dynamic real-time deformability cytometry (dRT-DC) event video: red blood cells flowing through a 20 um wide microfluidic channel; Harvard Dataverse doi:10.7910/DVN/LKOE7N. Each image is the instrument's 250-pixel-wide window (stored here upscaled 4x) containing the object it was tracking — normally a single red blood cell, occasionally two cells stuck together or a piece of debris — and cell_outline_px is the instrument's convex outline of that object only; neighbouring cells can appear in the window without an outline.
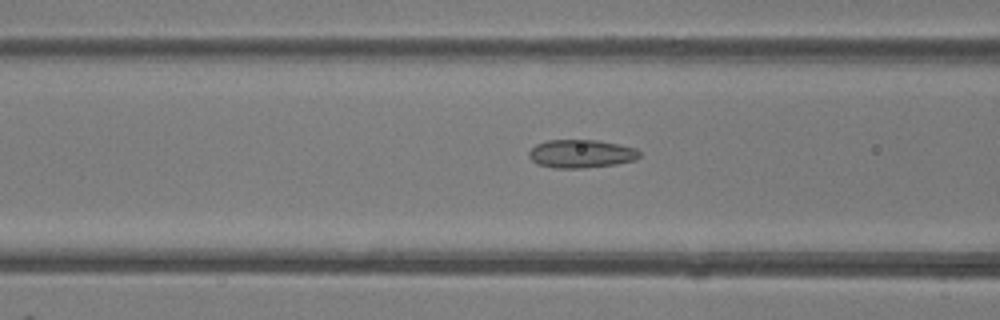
{"species": "common noctule bat (a hibernating species)", "species_latin": "Nyctalus noctula", "temperature_condition": "room temperature", "stored_images_in_passage": 48, "camera_frame_rate_fps": 3000, "um_per_image_px": 0.085, "animal": {"sex": "female"}, "frame": {"image": 1, "passage_image": 19, "time_ms": 6.0, "image_size_px": [1000, 320], "cell_outline_px": [[640, 156], [636, 160], [616, 164], [584, 168], [552, 168], [536, 164], [528, 156], [528, 152], [536, 144], [548, 140], [600, 140], [636, 148], [640, 152]], "centroid_in_image_um": [49.39, 13.07], "position_along_channel_um": 117.2, "area_um2": 18.38}}
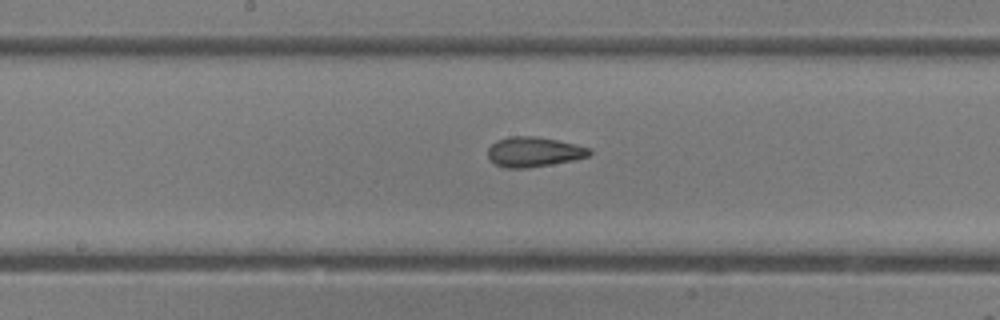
{"frame": {"image": 2, "passage_image": 25, "time_ms": 8.0, "image_size_px": [1000, 320], "cell_outline_px": [[592, 152], [588, 156], [572, 160], [552, 164], [524, 168], [504, 168], [488, 160], [488, 148], [496, 140], [508, 136], [536, 136], [576, 144], [592, 148]], "centroid_in_image_um": [45.35, 12.9], "position_along_channel_um": 202.8, "area_um2": 17.8}}
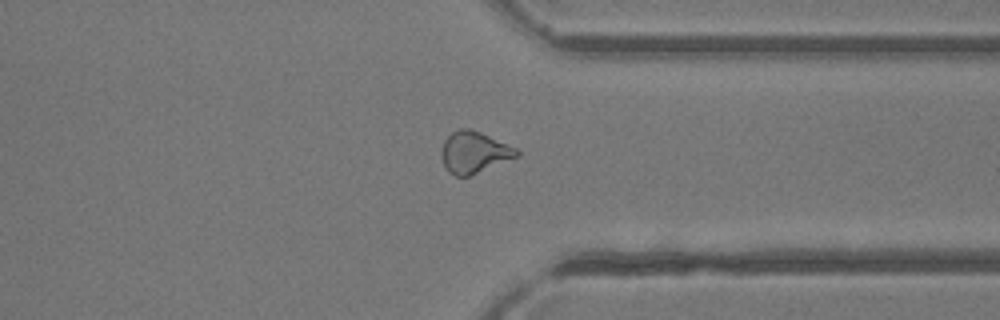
{"frame": {"image": 3, "passage_image": 37, "time_ms": 12.0, "image_size_px": [1000, 320], "cell_outline_px": [[520, 156], [468, 176], [456, 176], [448, 172], [444, 164], [444, 140], [452, 132], [460, 128], [472, 128], [516, 148], [520, 152]], "centroid_in_image_um": [40.35, 12.93], "position_along_channel_um": 371.1, "area_um2": 17.86}, "authors_computed_cell_mechanics": {"area_um2": 18.7561, "velocity_mm_per_s": 4.2682, "shape_relaxation_time_tau1_ms": null, "shape_relaxation_time_tau2_ms": 2.3449, "deformation_change_tau1": null, "deformation_change_tau2": 0.1067}}